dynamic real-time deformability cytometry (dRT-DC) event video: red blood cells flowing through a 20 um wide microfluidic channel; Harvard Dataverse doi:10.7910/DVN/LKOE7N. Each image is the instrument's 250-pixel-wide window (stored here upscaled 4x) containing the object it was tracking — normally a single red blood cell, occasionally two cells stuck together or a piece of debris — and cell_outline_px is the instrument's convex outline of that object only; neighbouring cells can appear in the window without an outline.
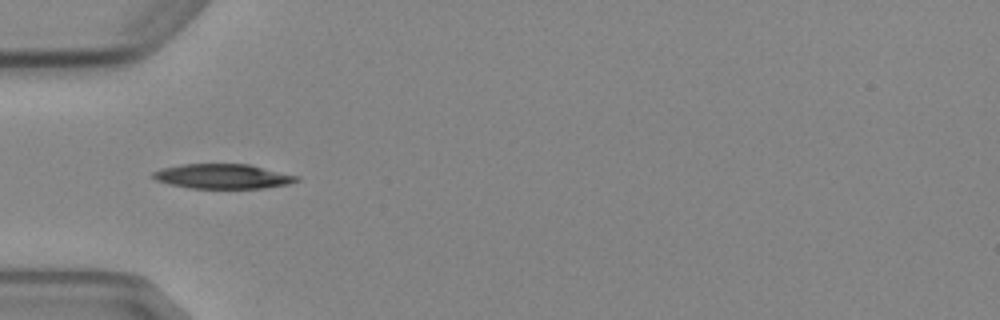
{"species": "Egyptian fruit bat (a non-hibernating species)", "species_latin": "Rousettus aegyptiacus", "temperature_condition": "cold", "stored_images_in_passage": 6, "camera_frame_rate_fps": 3000, "um_per_image_px": 0.085, "animal": {"sex": "female"}, "frame": {"image": 1, "passage_image": 5, "time_ms": 5.333, "image_size_px": [1000, 320], "cell_outline_px": [[300, 180], [288, 184], [264, 188], [192, 188], [168, 184], [156, 180], [152, 176], [152, 172], [160, 168], [180, 164], [248, 164], [296, 176]], "centroid_in_image_um": [18.87, 14.99], "position_along_channel_um": 66.1, "area_um2": 20.52}}
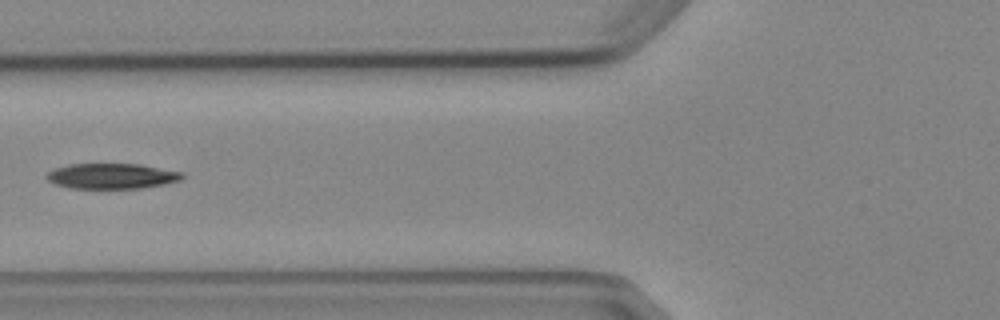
{"frame": {"image": 2, "passage_image": 6, "time_ms": 6.667, "image_size_px": [1000, 320], "cell_outline_px": [[184, 176], [180, 180], [164, 184], [140, 188], [68, 188], [52, 184], [44, 176], [48, 172], [56, 168], [68, 164], [140, 164], [184, 172]], "centroid_in_image_um": [9.48, 14.96], "position_along_channel_um": 116.3, "area_um2": 20.17}}